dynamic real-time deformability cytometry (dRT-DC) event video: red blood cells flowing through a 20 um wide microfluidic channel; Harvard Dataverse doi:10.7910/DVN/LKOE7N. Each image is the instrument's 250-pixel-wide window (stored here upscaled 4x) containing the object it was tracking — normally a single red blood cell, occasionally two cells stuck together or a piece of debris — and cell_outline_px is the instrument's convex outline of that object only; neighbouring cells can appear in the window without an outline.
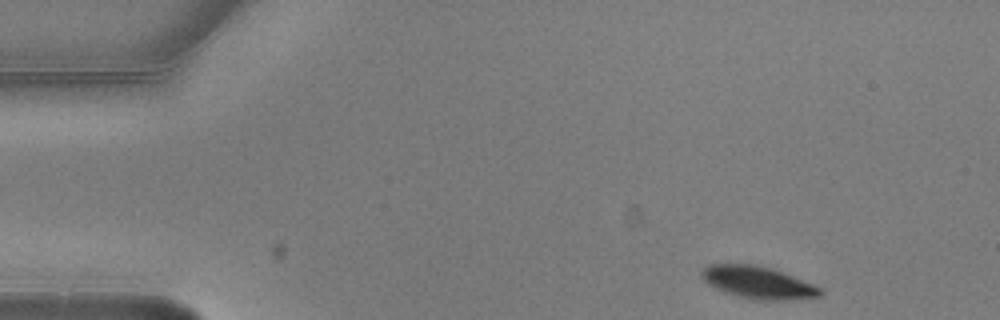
{"species": "common noctule bat (a hibernating species)", "species_latin": "Nyctalus noctula", "temperature_condition": "warm", "stored_images_in_passage": 2, "camera_frame_rate_fps": 3000, "um_per_image_px": 0.085, "animal": {"sex": "male", "body_mass_g": 20.5, "forearm_length_mm": 52.5}, "frame": {"image": 1, "passage_image": 2, "time_ms": 0.333, "image_size_px": [1000, 320], "cell_outline_px": [[824, 292], [820, 296], [780, 300], [760, 300], [740, 296], [716, 288], [708, 284], [700, 276], [700, 272], [708, 264], [756, 264], [772, 268], [812, 284], [820, 288]], "centroid_in_image_um": [64.4, 23.99], "position_along_channel_um": 20.6, "area_um2": 21.91}}